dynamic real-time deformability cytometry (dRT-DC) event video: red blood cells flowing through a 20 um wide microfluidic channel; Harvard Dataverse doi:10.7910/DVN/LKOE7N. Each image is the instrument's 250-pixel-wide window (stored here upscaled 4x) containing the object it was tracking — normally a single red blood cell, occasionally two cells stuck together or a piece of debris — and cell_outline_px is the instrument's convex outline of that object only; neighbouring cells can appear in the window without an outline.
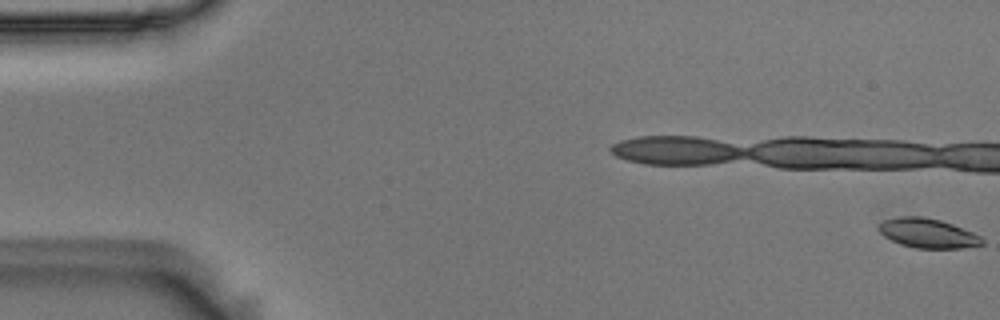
{"species": "Egyptian fruit bat (a non-hibernating species)", "species_latin": "Rousettus aegyptiacus", "temperature_condition": "room temperature", "stored_images_in_passage": 56, "camera_frame_rate_fps": 3000, "um_per_image_px": 0.085, "animal": {"sex": "male"}, "frame": {"image": 1, "passage_image": 1, "time_ms": 0.0, "image_size_px": [1000, 320], "cell_outline_px": [[984, 244], [960, 248], [916, 248], [900, 244], [884, 236], [880, 232], [880, 224], [884, 220], [896, 216], [920, 216], [940, 220], [952, 224], [972, 232], [980, 236], [984, 240]], "centroid_in_image_um": [78.86, 19.82], "position_along_channel_um": 6.1, "area_um2": 17.57}, "authors_computed_cell_mechanics": {"area_um2": 19.1896, "velocity_mm_per_s": 3.664, "shape_relaxation_time_tau1_ms": 3.7485, "shape_relaxation_time_tau2_ms": 4.799, "deformation_change_tau1": 0.1136, "deformation_change_tau2": 0.0948}}